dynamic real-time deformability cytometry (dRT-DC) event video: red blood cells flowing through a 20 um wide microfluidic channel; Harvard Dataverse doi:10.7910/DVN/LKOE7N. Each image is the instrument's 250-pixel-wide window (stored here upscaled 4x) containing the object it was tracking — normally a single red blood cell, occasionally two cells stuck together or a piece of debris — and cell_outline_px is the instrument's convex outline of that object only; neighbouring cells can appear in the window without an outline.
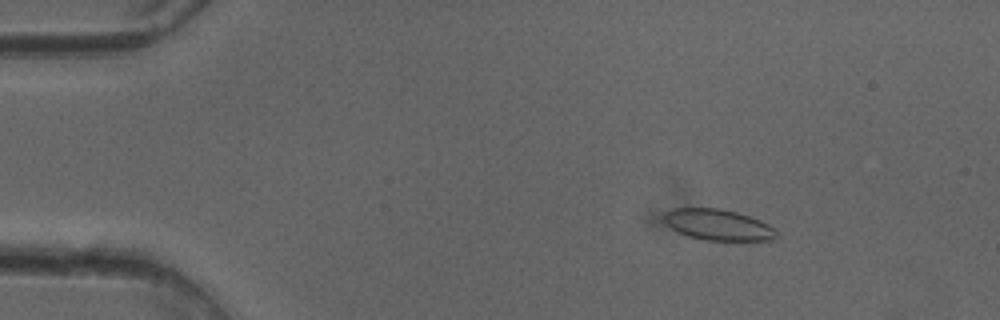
{"species": "common noctule bat (a hibernating species)", "species_latin": "Nyctalus noctula", "temperature_condition": "cold", "stored_images_in_passage": 52, "camera_frame_rate_fps": 3000, "um_per_image_px": 0.085, "animal": {"sex": "female"}, "frame": {"image": 1, "passage_image": 8, "time_ms": 2.333, "image_size_px": [1000, 320], "cell_outline_px": [[776, 236], [772, 240], [704, 240], [688, 236], [672, 228], [664, 220], [664, 216], [672, 208], [716, 208], [736, 212], [760, 220], [768, 224], [776, 232]], "centroid_in_image_um": [61.04, 19.11], "position_along_channel_um": 24.0, "area_um2": 19.88}}
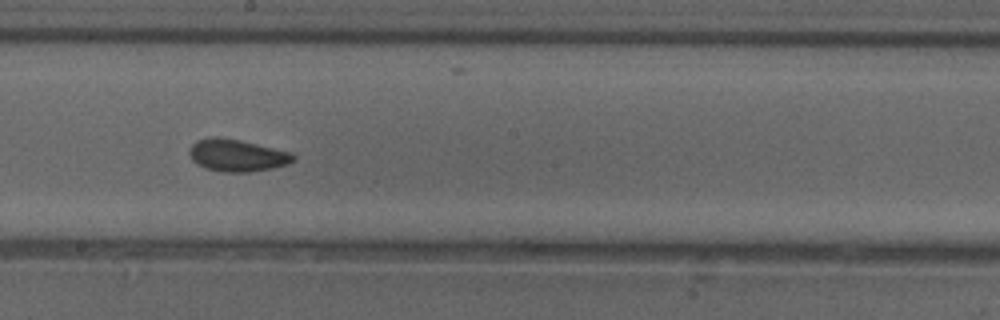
{"frame": {"image": 2, "passage_image": 29, "time_ms": 9.333, "image_size_px": [1000, 320], "cell_outline_px": [[296, 160], [288, 164], [272, 168], [248, 172], [224, 172], [204, 168], [196, 164], [192, 160], [188, 152], [188, 148], [196, 140], [216, 136], [240, 140], [292, 152], [296, 156]], "centroid_in_image_um": [20.14, 13.2], "position_along_channel_um": 228.1, "area_um2": 19.71}}
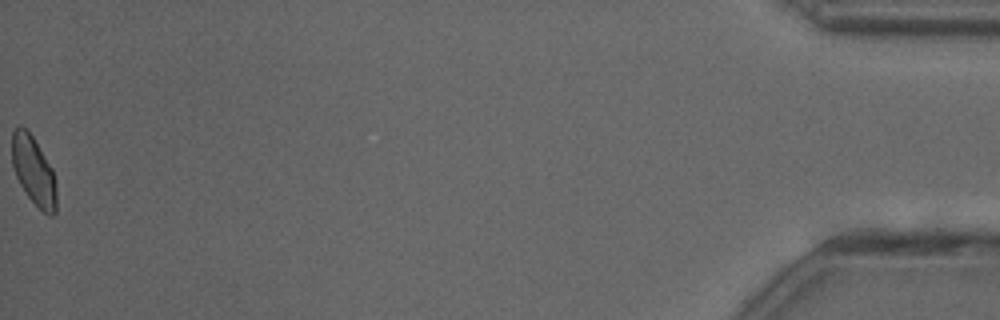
{"frame": {"image": 3, "passage_image": 52, "time_ms": 17.0, "image_size_px": [1000, 320], "cell_outline_px": [[56, 212], [52, 216], [48, 216], [24, 192], [16, 176], [12, 164], [12, 132], [20, 124], [28, 128], [52, 168], [56, 184]], "centroid_in_image_um": [2.85, 14.49], "position_along_channel_um": 432.3, "area_um2": 17.92}, "authors_computed_cell_mechanics": {"area_um2": 19.0451, "velocity_mm_per_s": 4.0298, "shape_relaxation_time_tau1_ms": 5.2381, "shape_relaxation_time_tau2_ms": 2.1451, "deformation_change_tau1": 0.0869, "deformation_change_tau2": 0.0676}}